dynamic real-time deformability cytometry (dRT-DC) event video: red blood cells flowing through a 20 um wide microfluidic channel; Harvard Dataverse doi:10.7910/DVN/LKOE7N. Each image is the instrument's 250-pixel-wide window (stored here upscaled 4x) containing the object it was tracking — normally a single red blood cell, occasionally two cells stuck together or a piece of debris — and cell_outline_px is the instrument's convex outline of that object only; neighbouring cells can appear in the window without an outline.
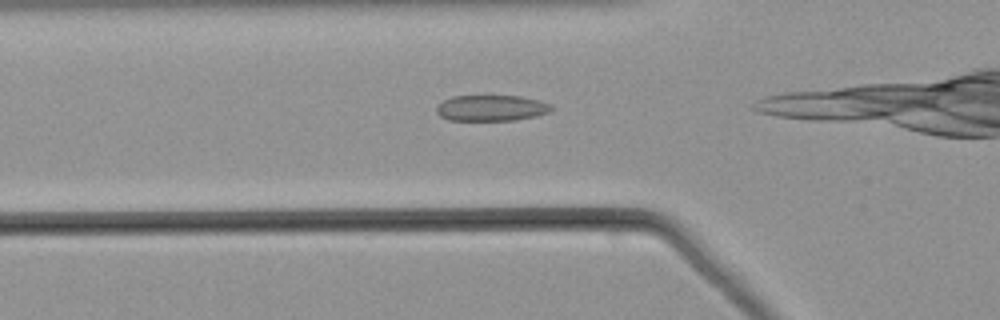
{"species": "common noctule bat (a hibernating species)", "species_latin": "Nyctalus noctula", "temperature_condition": "warm", "stored_images_in_passage": 20, "camera_frame_rate_fps": 3000, "um_per_image_px": 0.085, "animal": {"sex": "male", "body_mass_g": 21.5, "forearm_length_mm": 52.0}, "frame": {"image": 1, "passage_image": 12, "time_ms": 3.667, "image_size_px": [1000, 320], "cell_outline_px": [[552, 108], [548, 112], [536, 116], [516, 120], [448, 120], [440, 116], [436, 112], [436, 108], [444, 100], [452, 96], [520, 96], [540, 100], [552, 104]], "centroid_in_image_um": [41.77, 9.18], "position_along_channel_um": 84.0, "area_um2": 17.34}}
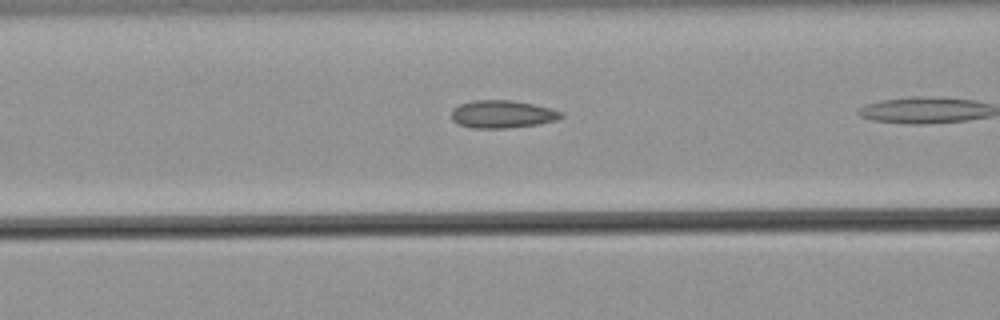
{"frame": {"image": 2, "passage_image": 15, "time_ms": 4.667, "image_size_px": [1000, 320], "cell_outline_px": [[564, 116], [556, 120], [536, 124], [508, 128], [472, 128], [460, 124], [452, 120], [452, 108], [460, 104], [472, 100], [512, 100], [552, 108], [564, 112]], "centroid_in_image_um": [42.7, 9.7], "position_along_channel_um": 123.9, "area_um2": 17.74}}